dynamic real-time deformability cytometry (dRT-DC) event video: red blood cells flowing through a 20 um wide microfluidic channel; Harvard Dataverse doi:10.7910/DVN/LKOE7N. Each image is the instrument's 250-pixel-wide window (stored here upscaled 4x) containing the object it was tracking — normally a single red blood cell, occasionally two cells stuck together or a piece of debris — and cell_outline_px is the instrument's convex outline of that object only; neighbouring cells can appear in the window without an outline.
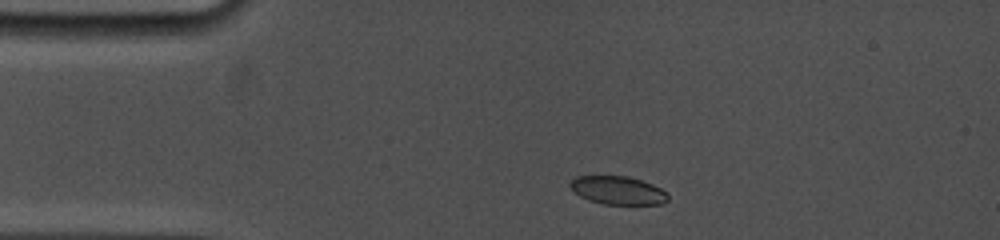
{"species": "common noctule bat (a hibernating species)", "species_latin": "Nyctalus noctula", "temperature_condition": "cold", "stored_images_in_passage": 24, "camera_frame_rate_fps": 5000, "um_per_image_px": 0.085, "animal": {"sex": "female", "body_mass_g": 19.0, "forearm_length_mm": 53.3}, "frame": {"image": 1, "passage_image": 3, "time_ms": 0.8, "image_size_px": [1000, 240], "cell_outline_px": [[668, 200], [664, 204], [604, 204], [588, 200], [580, 196], [568, 184], [576, 176], [628, 176], [652, 184], [668, 192]], "centroid_in_image_um": [52.54, 16.18], "position_along_channel_um": 32.5, "area_um2": 16.07}}
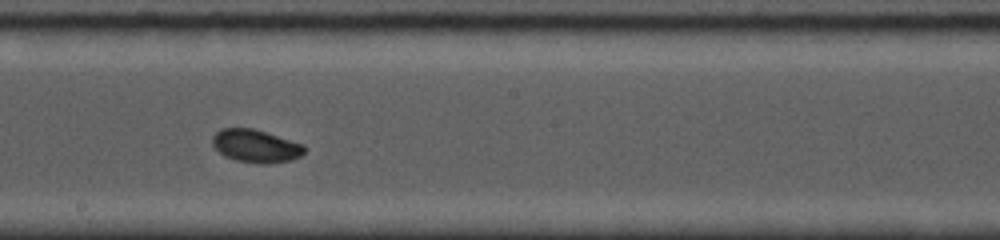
{"frame": {"image": 2, "passage_image": 15, "time_ms": 7.0, "image_size_px": [1000, 240], "cell_outline_px": [[308, 148], [300, 156], [292, 160], [264, 164], [260, 164], [236, 160], [224, 156], [212, 144], [212, 136], [220, 128], [252, 128], [304, 144]], "centroid_in_image_um": [21.75, 12.41], "position_along_channel_um": 226.4, "area_um2": 17.69}}
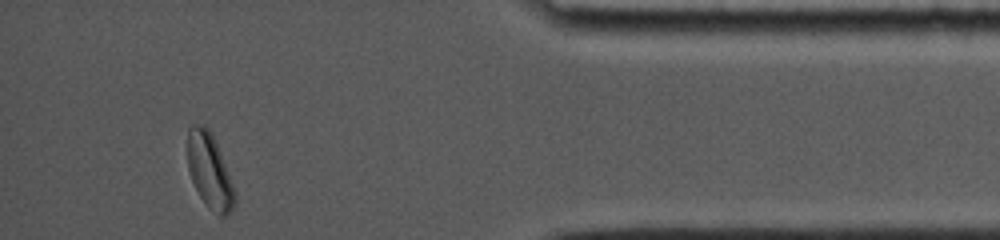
{"frame": {"image": 3, "passage_image": 24, "time_ms": 12.8, "image_size_px": [1000, 240], "cell_outline_px": [[236, 204], [228, 216], [220, 216], [208, 208], [200, 196], [192, 180], [188, 168], [188, 128], [192, 124], [204, 124], [208, 128], [220, 152], [236, 192]], "centroid_in_image_um": [17.83, 14.57], "position_along_channel_um": 417.4, "area_um2": 20.52}, "authors_computed_cell_mechanics": {"area_um2": 17.629, "velocity_mm_per_s": 3.7774, "shape_relaxation_time_tau1_ms": 2.3941, "shape_relaxation_time_tau2_ms": 4.7706, "deformation_change_tau1": 0.0781, "deformation_change_tau2": 0.0741}}